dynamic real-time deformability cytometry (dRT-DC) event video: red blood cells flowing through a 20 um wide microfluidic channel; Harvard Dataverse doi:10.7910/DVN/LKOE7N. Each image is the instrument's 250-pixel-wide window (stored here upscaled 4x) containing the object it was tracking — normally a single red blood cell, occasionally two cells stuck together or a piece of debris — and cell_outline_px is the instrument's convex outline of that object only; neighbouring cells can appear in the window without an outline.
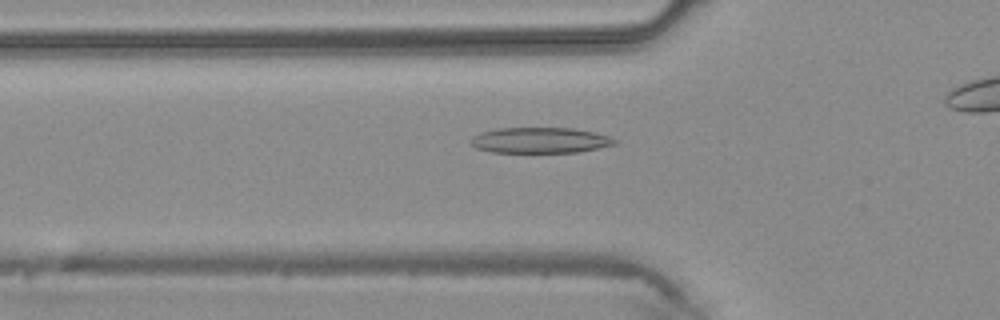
{"species": "common noctule bat (a hibernating species)", "species_latin": "Nyctalus noctula", "temperature_condition": "warm", "stored_images_in_passage": 36, "camera_frame_rate_fps": 3000, "um_per_image_px": 0.085, "animal": {"sex": "male", "body_mass_g": 20.4}, "frame": {"image": 1, "passage_image": 15, "time_ms": 4.667, "image_size_px": [1000, 320], "cell_outline_px": [[620, 140], [616, 144], [580, 152], [492, 152], [476, 148], [468, 140], [472, 136], [480, 132], [500, 128], [572, 128], [596, 132]], "centroid_in_image_um": [45.92, 11.92], "position_along_channel_um": 79.9, "area_um2": 21.68}}
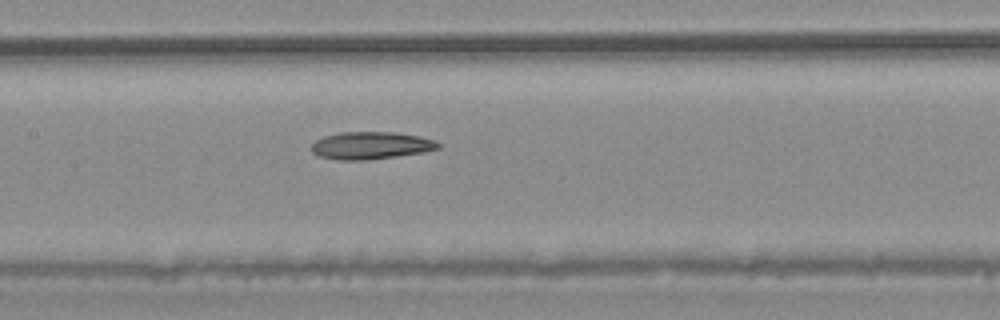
{"frame": {"image": 2, "passage_image": 21, "time_ms": 6.667, "image_size_px": [1000, 320], "cell_outline_px": [[440, 148], [424, 152], [396, 156], [364, 160], [336, 160], [320, 156], [312, 152], [312, 144], [316, 140], [324, 136], [340, 132], [396, 132], [420, 136], [432, 140], [440, 144]], "centroid_in_image_um": [31.52, 12.36], "position_along_channel_um": 175.9, "area_um2": 20.17}}
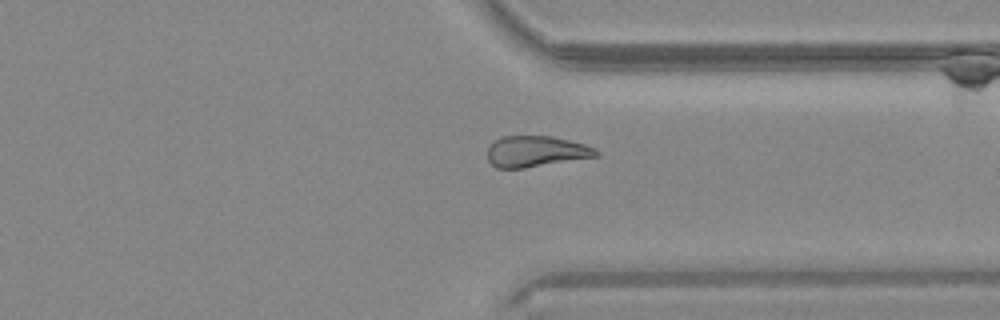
{"frame": {"image": 3, "passage_image": 33, "time_ms": 10.667, "image_size_px": [1000, 320], "cell_outline_px": [[600, 156], [524, 168], [496, 168], [488, 160], [488, 148], [492, 140], [500, 136], [552, 136], [584, 144], [600, 152]], "centroid_in_image_um": [45.53, 12.87], "position_along_channel_um": 365.9, "area_um2": 19.71}}